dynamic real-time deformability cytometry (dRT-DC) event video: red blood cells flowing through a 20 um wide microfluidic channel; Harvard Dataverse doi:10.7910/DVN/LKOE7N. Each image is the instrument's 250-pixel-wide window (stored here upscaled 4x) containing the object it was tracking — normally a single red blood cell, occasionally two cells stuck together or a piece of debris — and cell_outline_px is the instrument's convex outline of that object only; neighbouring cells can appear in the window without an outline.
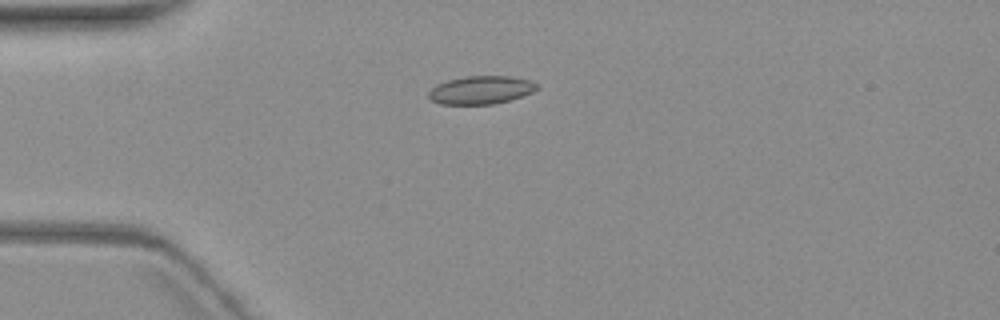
{"species": "common noctule bat (a hibernating species)", "species_latin": "Nyctalus noctula", "temperature_condition": "warm", "stored_images_in_passage": 4, "camera_frame_rate_fps": 3000, "um_per_image_px": 0.085, "animal": {"sex": "female", "body_mass_g": 19.3, "forearm_length_mm": 54.1}, "frame": {"image": 1, "passage_image": 3, "time_ms": 3.333, "image_size_px": [1000, 320], "cell_outline_px": [[540, 88], [532, 92], [496, 104], [440, 104], [432, 100], [428, 96], [428, 92], [436, 84], [448, 80], [464, 76], [512, 76], [528, 80], [540, 84]], "centroid_in_image_um": [40.89, 7.64], "position_along_channel_um": 44.1, "area_um2": 17.8}}